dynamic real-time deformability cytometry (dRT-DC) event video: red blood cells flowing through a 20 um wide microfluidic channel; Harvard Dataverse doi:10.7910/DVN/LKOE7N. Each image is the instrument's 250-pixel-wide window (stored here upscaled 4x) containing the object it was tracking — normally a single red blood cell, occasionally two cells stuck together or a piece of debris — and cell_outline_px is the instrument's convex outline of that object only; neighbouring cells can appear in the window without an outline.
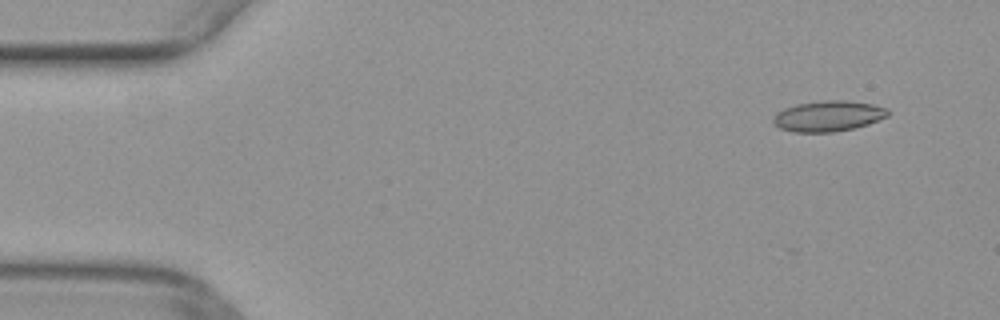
{"species": "common noctule bat (a hibernating species)", "species_latin": "Nyctalus noctula", "temperature_condition": "warm", "stored_images_in_passage": 25, "camera_frame_rate_fps": 3000, "um_per_image_px": 0.085, "animal": {"sex": "female", "body_mass_g": 29.2, "forearm_length_mm": 56.3}, "frame": {"image": 1, "passage_image": 1, "time_ms": 0.0, "image_size_px": [1000, 320], "cell_outline_px": [[888, 116], [868, 124], [852, 128], [832, 132], [792, 132], [780, 128], [772, 124], [772, 120], [776, 112], [784, 108], [796, 104], [824, 100], [844, 100], [872, 104], [888, 108]], "centroid_in_image_um": [70.36, 9.86], "position_along_channel_um": 14.6, "area_um2": 20.52}}